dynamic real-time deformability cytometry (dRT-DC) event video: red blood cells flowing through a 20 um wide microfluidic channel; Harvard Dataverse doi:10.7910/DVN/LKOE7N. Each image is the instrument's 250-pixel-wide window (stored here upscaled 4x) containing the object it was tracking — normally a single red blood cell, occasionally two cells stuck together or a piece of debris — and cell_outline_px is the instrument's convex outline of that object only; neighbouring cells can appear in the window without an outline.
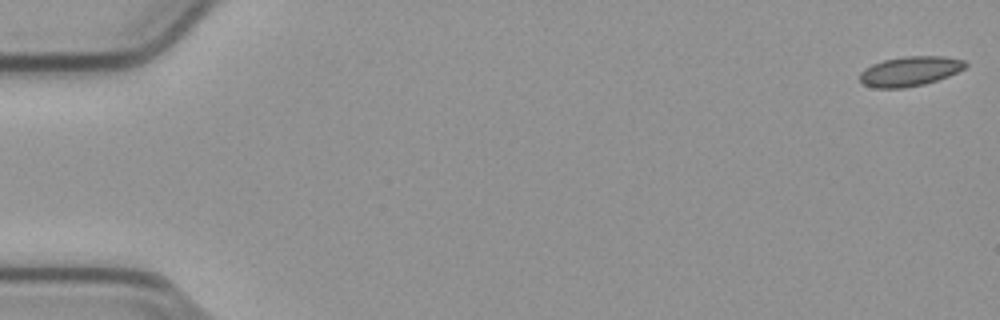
{"species": "common noctule bat (a hibernating species)", "species_latin": "Nyctalus noctula", "temperature_condition": "cold", "stored_images_in_passage": 55, "camera_frame_rate_fps": 3000, "um_per_image_px": 0.085, "animal": {"sex": "male", "body_mass_g": 23.1, "forearm_length_mm": 52.7}, "frame": {"image": 1, "passage_image": 1, "time_ms": 0.0, "image_size_px": [1000, 320], "cell_outline_px": [[968, 64], [964, 68], [948, 76], [924, 84], [904, 88], [876, 88], [864, 84], [860, 80], [860, 72], [864, 68], [872, 64], [884, 60], [904, 56], [944, 56], [964, 60]], "centroid_in_image_um": [77.33, 6.05], "position_along_channel_um": 7.7, "area_um2": 18.21}}
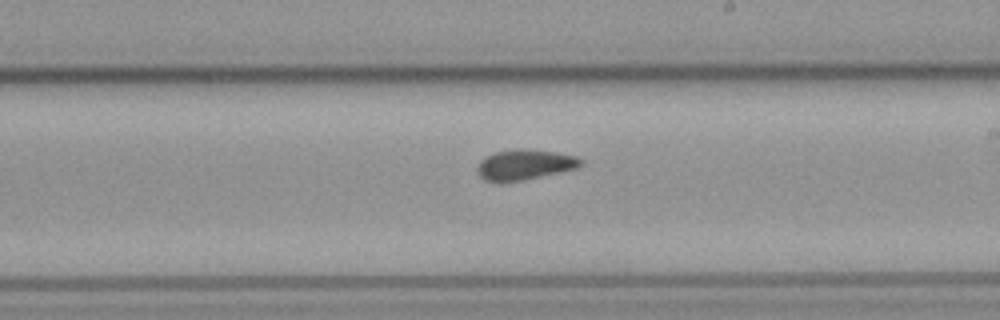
{"frame": {"image": 2, "passage_image": 32, "time_ms": 10.333, "image_size_px": [1000, 320], "cell_outline_px": [[584, 164], [576, 168], [560, 172], [524, 180], [500, 184], [484, 180], [476, 172], [476, 168], [480, 160], [484, 156], [496, 152], [556, 152], [580, 156], [584, 160]], "centroid_in_image_um": [44.59, 14.07], "position_along_channel_um": 244.4, "area_um2": 17.98}}
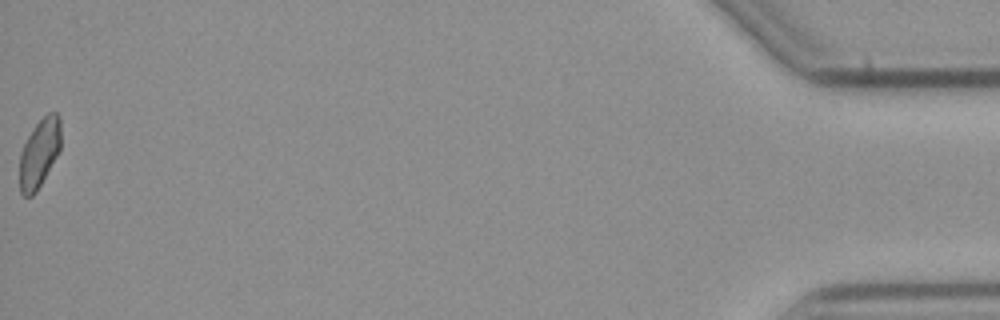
{"frame": {"image": 3, "passage_image": 55, "time_ms": 18.0, "image_size_px": [1000, 320], "cell_outline_px": [[60, 148], [56, 156], [36, 192], [32, 196], [24, 196], [20, 192], [20, 152], [28, 136], [36, 124], [48, 112], [56, 112], [60, 116]], "centroid_in_image_um": [3.34, 13.0], "position_along_channel_um": 431.9, "area_um2": 16.24}, "authors_computed_cell_mechanics": {"area_um2": 17.918, "velocity_mm_per_s": 3.7856, "shape_relaxation_time_tau1_ms": null, "shape_relaxation_time_tau2_ms": 2.2774, "deformation_change_tau1": null, "deformation_change_tau2": 0.0801}}